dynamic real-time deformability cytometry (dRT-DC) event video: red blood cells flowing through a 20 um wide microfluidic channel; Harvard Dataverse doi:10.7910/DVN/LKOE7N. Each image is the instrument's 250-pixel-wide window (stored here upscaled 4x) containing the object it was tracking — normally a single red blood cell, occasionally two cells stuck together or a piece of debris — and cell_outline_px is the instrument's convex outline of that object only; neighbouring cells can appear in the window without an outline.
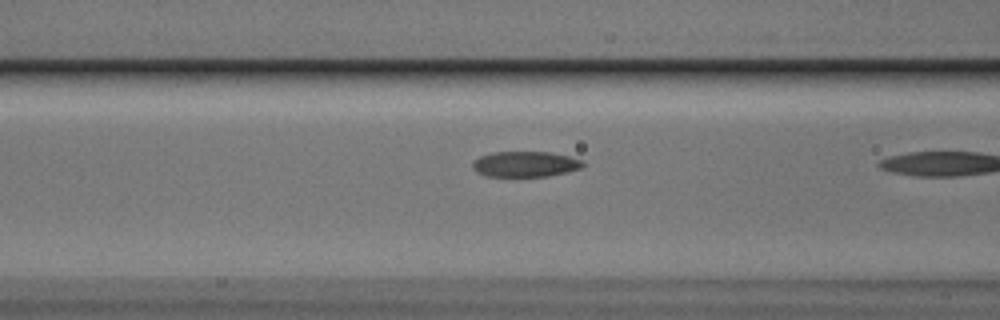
{"species": "Egyptian fruit bat (a non-hibernating species)", "species_latin": "Rousettus aegyptiacus", "temperature_condition": "cold", "stored_images_in_passage": 19, "camera_frame_rate_fps": 3000, "um_per_image_px": 0.085, "animal": {"sex": "male"}, "frame": {"image": 1, "passage_image": 18, "time_ms": 5.667, "image_size_px": [1000, 320], "cell_outline_px": [[584, 164], [580, 168], [568, 172], [548, 176], [488, 176], [476, 172], [472, 168], [472, 160], [480, 156], [492, 152], [548, 152], [568, 156], [584, 160]], "centroid_in_image_um": [44.62, 13.95], "position_along_channel_um": 122.0, "area_um2": 16.47}}